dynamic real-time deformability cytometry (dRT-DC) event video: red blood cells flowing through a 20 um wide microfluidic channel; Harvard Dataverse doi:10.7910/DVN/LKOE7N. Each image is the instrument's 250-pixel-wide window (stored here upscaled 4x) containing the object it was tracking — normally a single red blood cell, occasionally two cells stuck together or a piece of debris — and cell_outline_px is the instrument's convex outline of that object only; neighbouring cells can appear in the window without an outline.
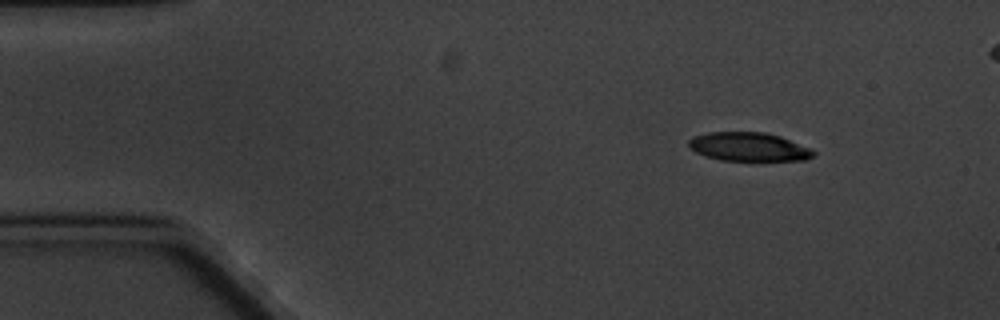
{"species": "common noctule bat (a hibernating species)", "species_latin": "Nyctalus noctula", "temperature_condition": "cold", "stored_images_in_passage": 5, "segment_of_instrument_passage": [1, 2], "camera_frame_rate_fps": 3000, "um_per_image_px": 0.085, "animal": {"sex": "male", "body_mass_g": 20.1, "forearm_length_mm": 53.5}, "frame": {"image": 1, "passage_image": 1, "time_ms": 0.0, "image_size_px": [1000, 320], "cell_outline_px": [[816, 152], [808, 160], [720, 160], [696, 152], [688, 148], [688, 140], [692, 136], [708, 132], [764, 132], [780, 136], [808, 148]], "centroid_in_image_um": [63.59, 12.47], "position_along_channel_um": 21.4, "area_um2": 20.69}}